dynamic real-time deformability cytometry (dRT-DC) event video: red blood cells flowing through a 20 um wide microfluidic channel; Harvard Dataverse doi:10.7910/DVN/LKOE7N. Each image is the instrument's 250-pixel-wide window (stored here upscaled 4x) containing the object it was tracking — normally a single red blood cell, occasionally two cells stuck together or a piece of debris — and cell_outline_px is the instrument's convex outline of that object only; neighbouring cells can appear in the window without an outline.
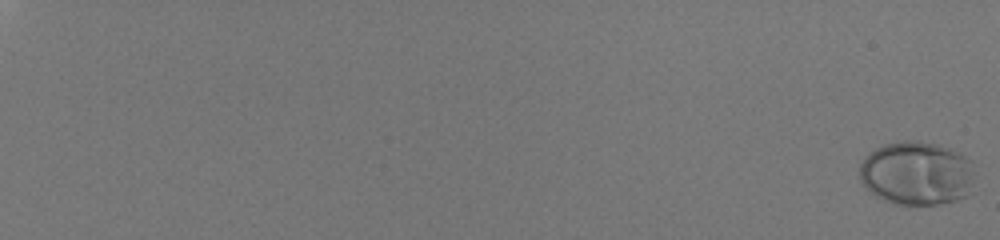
{"species": "human", "species_latin": "Homo sapiens", "temperature_condition": "room temperature", "stored_images_in_passage": 53, "camera_frame_rate_fps": 3000, "um_per_image_px": 0.085, "donor": {"sex": "male"}, "frame": {"image": 1, "passage_image": 1, "time_ms": 0.0, "image_size_px": [1000, 240], "cell_outline_px": [[976, 192], [968, 196], [956, 200], [940, 204], [896, 204], [884, 200], [876, 196], [864, 188], [860, 180], [860, 164], [868, 152], [876, 148], [900, 140], [916, 140], [936, 144], [952, 148], [960, 152], [972, 160]], "centroid_in_image_um": [77.98, 14.73], "position_along_channel_um": 7.0, "area_um2": 43.87}}
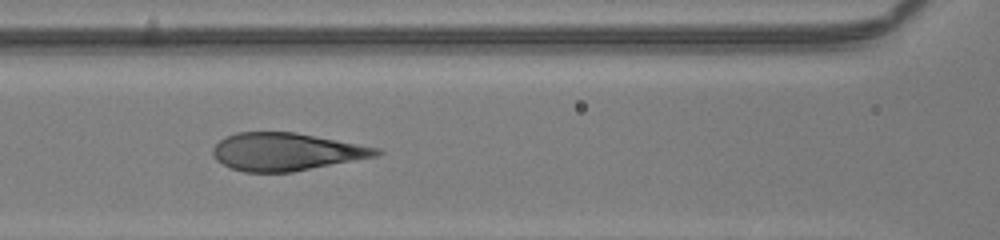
{"frame": {"image": 2, "passage_image": 33, "time_ms": 10.667, "image_size_px": [1000, 240], "cell_outline_px": [[384, 152], [376, 156], [292, 172], [244, 172], [232, 168], [216, 160], [212, 152], [212, 148], [224, 136], [236, 132], [296, 132], [380, 148]], "centroid_in_image_um": [24.3, 12.89], "position_along_channel_um": 142.3, "area_um2": 35.84}}
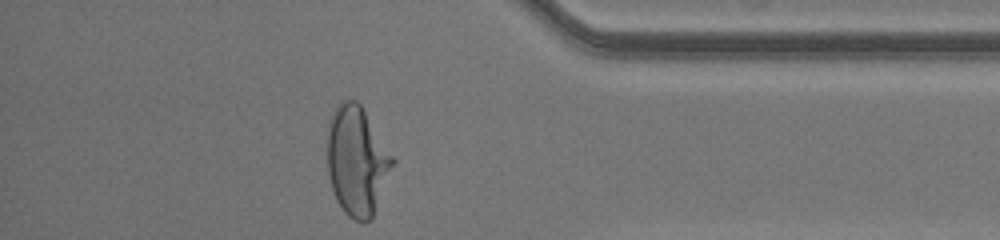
{"frame": {"image": 3, "passage_image": 53, "time_ms": 17.333, "image_size_px": [1000, 240], "cell_outline_px": [[396, 160], [372, 216], [368, 220], [352, 220], [344, 212], [336, 200], [328, 176], [328, 120], [336, 104], [340, 100], [356, 100], [360, 104]], "centroid_in_image_um": [30.32, 13.63], "position_along_channel_um": 404.9, "area_um2": 41.33}, "authors_computed_cell_mechanics": {"area_um2": 38.0324, "velocity_mm_per_s": 4.1049, "shape_relaxation_time_tau1_ms": 3.7754, "shape_relaxation_time_tau2_ms": null, "deformation_change_tau1": 0.2387, "deformation_change_tau2": null}}